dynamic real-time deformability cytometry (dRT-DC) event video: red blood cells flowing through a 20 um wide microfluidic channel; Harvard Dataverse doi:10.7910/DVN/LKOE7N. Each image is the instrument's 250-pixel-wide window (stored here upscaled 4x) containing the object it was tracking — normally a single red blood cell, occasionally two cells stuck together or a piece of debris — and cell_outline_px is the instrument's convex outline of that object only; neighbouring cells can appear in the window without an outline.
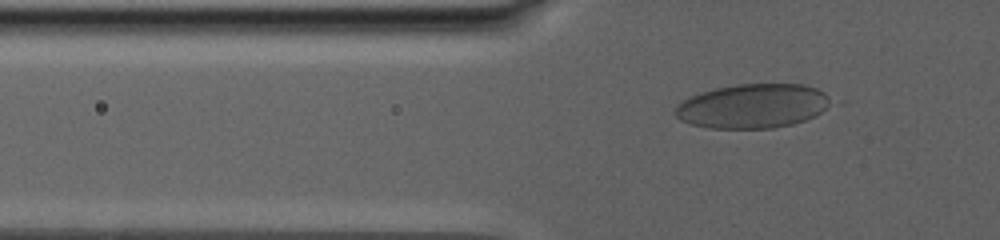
{"species": "human", "species_latin": "Homo sapiens", "temperature_condition": "warm", "stored_images_in_passage": 99, "camera_frame_rate_fps": 3000, "um_per_image_px": 0.085, "donor": {"sex": "male"}, "frame": {"image": 1, "passage_image": 23, "time_ms": 5.0, "image_size_px": [1000, 240], "cell_outline_px": [[844, 104], [816, 116], [792, 124], [772, 128], [712, 128], [692, 124], [680, 120], [676, 116], [676, 108], [684, 100], [700, 92], [716, 88], [736, 84], [804, 84], [816, 88], [844, 100]], "centroid_in_image_um": [64.25, 9.0], "position_along_channel_um": 61.6, "area_um2": 41.27}}
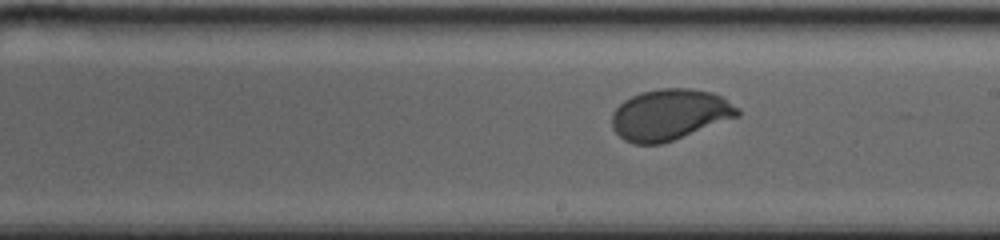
{"frame": {"image": 2, "passage_image": 55, "time_ms": 12.0, "image_size_px": [1000, 240], "cell_outline_px": [[740, 116], [672, 140], [660, 144], [632, 144], [624, 140], [612, 128], [612, 112], [624, 100], [640, 92], [660, 88], [692, 88], [712, 92], [724, 96], [740, 108]], "centroid_in_image_um": [56.95, 9.72], "position_along_channel_um": 232.1, "area_um2": 37.57}}
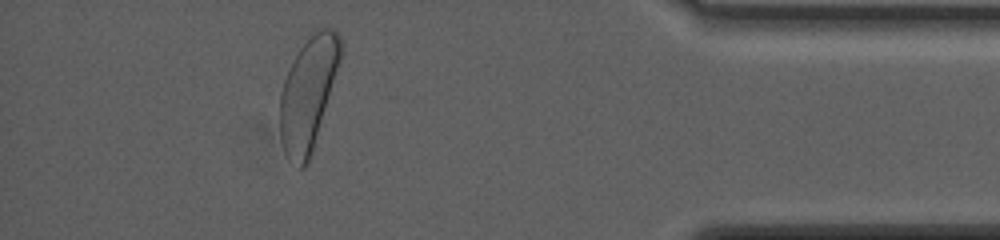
{"frame": {"image": 3, "passage_image": 88, "time_ms": 20.0, "image_size_px": [1000, 240], "cell_outline_px": [[344, 48], [312, 152], [308, 164], [304, 168], [300, 168], [284, 152], [280, 136], [280, 92], [288, 68], [300, 48], [320, 28], [332, 28], [340, 36], [344, 44]], "centroid_in_image_um": [26.2, 7.94], "position_along_channel_um": 409.0, "area_um2": 39.42}, "authors_computed_cell_mechanics": {"area_um2": 38.6104, "velocity_mm_per_s": 2.6325, "shape_relaxation_time_tau1_ms": 5.2877, "shape_relaxation_time_tau2_ms": null, "deformation_change_tau1": 0.1253, "deformation_change_tau2": null}}